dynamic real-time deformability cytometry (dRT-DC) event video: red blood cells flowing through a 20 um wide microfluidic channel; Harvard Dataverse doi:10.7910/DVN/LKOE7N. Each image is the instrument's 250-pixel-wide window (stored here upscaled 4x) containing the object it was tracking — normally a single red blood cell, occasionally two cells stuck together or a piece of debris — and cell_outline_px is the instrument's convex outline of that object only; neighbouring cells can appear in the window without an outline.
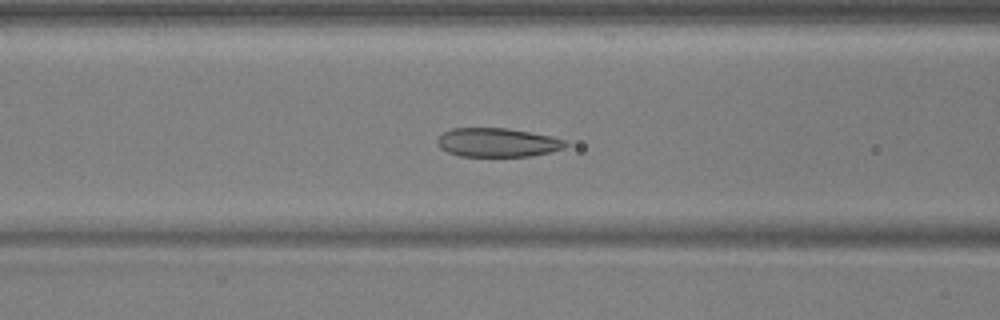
{"species": "common noctule bat (a hibernating species)", "species_latin": "Nyctalus noctula", "temperature_condition": "warm", "stored_images_in_passage": 55, "camera_frame_rate_fps": 3000, "um_per_image_px": 0.085, "animal": {"sex": "male", "body_mass_g": 17.9, "forearm_length_mm": 54.2}, "frame": {"image": 1, "passage_image": 23, "time_ms": 7.333, "image_size_px": [1000, 320], "cell_outline_px": [[568, 144], [564, 148], [532, 156], [460, 156], [448, 152], [440, 148], [436, 140], [444, 132], [452, 128], [508, 128], [552, 136], [564, 140]], "centroid_in_image_um": [42.28, 12.11], "position_along_channel_um": 124.3, "area_um2": 21.5}}
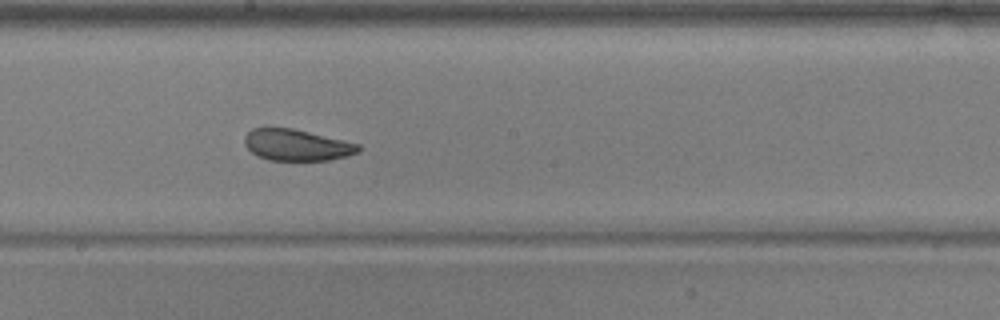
{"frame": {"image": 2, "passage_image": 31, "time_ms": 10.0, "image_size_px": [1000, 320], "cell_outline_px": [[360, 152], [348, 156], [328, 160], [268, 160], [252, 152], [244, 144], [244, 136], [252, 128], [292, 128], [344, 140], [360, 144]], "centroid_in_image_um": [25.24, 12.32], "position_along_channel_um": 223.0, "area_um2": 20.75}}
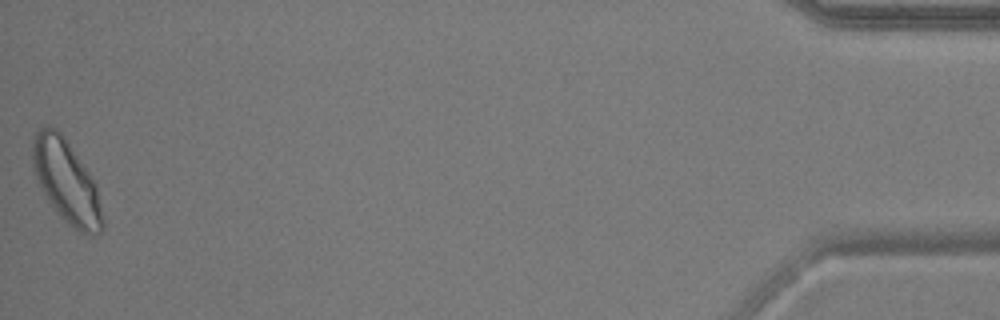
{"frame": {"image": 3, "passage_image": 55, "time_ms": 18.0, "image_size_px": [1000, 320], "cell_outline_px": [[104, 228], [96, 236], [88, 236], [80, 232], [68, 224], [56, 212], [48, 200], [36, 180], [32, 172], [32, 140], [36, 132], [40, 128], [48, 124], [56, 128], [64, 136], [96, 184], [104, 220]], "centroid_in_image_um": [5.63, 15.44], "position_along_channel_um": 429.6, "area_um2": 34.16}, "authors_computed_cell_mechanics": {"area_um2": 24.1604, "velocity_mm_per_s": 3.7021, "shape_relaxation_time_tau1_ms": 6.2573, "shape_relaxation_time_tau2_ms": 2.782, "deformation_change_tau1": 0.1632, "deformation_change_tau2": 0.0852}}